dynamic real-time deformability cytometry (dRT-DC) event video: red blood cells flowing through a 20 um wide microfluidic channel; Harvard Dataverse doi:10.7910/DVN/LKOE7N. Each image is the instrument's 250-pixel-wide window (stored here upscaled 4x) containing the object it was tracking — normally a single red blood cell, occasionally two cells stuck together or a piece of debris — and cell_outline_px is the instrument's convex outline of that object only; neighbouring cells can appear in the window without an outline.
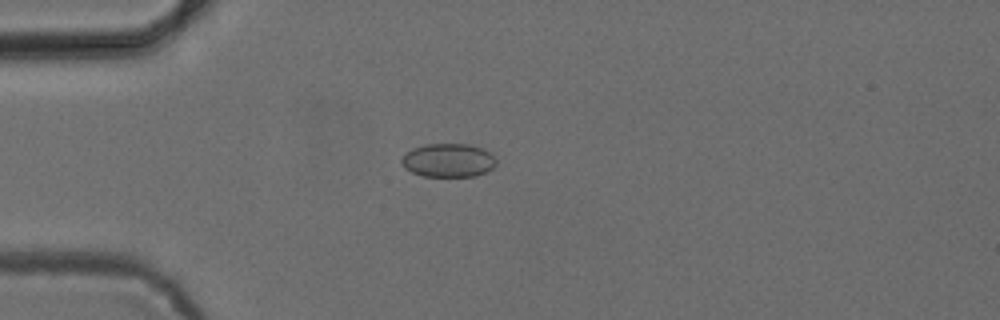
{"species": "common noctule bat (a hibernating species)", "species_latin": "Nyctalus noctula", "temperature_condition": "cold", "stored_images_in_passage": 47, "camera_frame_rate_fps": 3000, "um_per_image_px": 0.085, "animal": {"sex": "female", "body_mass_g": 24.6, "forearm_length_mm": 56.2}, "frame": {"image": 1, "passage_image": 9, "time_ms": 2.667, "image_size_px": [1000, 320], "cell_outline_px": [[496, 164], [492, 168], [476, 176], [424, 176], [412, 172], [404, 168], [400, 160], [412, 148], [424, 144], [468, 144], [480, 148], [488, 152], [496, 160]], "centroid_in_image_um": [38.08, 13.63], "position_along_channel_um": 46.9, "area_um2": 18.32}}
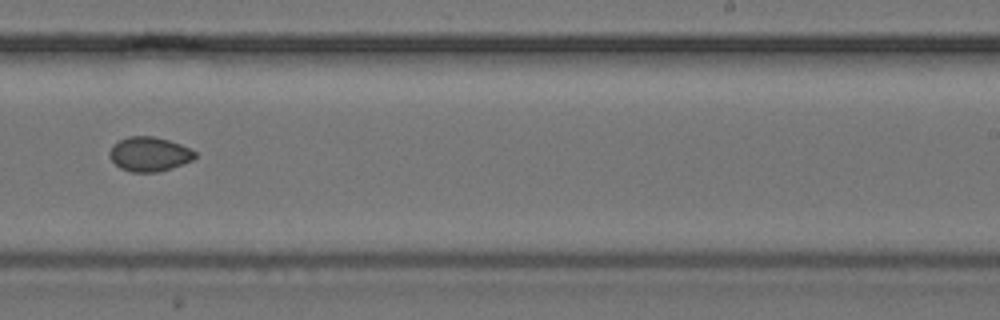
{"frame": {"image": 2, "passage_image": 28, "time_ms": 9.0, "image_size_px": [1000, 320], "cell_outline_px": [[196, 156], [192, 160], [172, 168], [156, 172], [132, 172], [120, 168], [108, 156], [108, 152], [112, 144], [128, 136], [152, 136], [168, 140], [180, 144], [196, 152]], "centroid_in_image_um": [12.66, 13.1], "position_along_channel_um": 276.3, "area_um2": 17.11}}
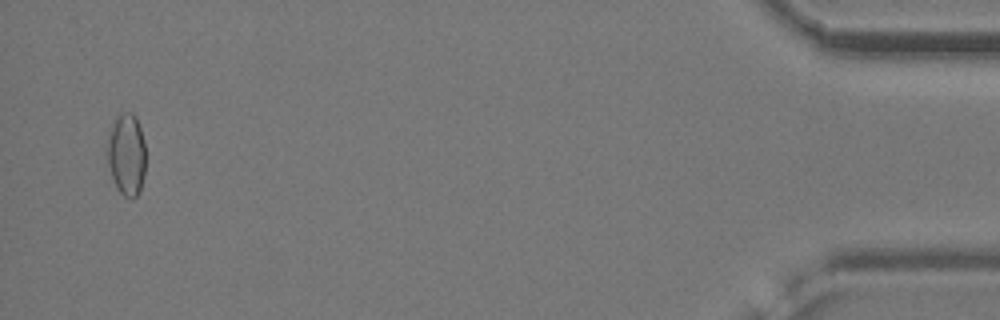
{"frame": {"image": 3, "passage_image": 46, "time_ms": 15.0, "image_size_px": [1000, 320], "cell_outline_px": [[144, 176], [140, 192], [132, 200], [124, 196], [116, 188], [108, 164], [104, 148], [108, 128], [116, 116], [124, 112], [132, 112], [136, 116], [140, 128], [144, 144]], "centroid_in_image_um": [10.7, 13.11], "position_along_channel_um": 424.5, "area_um2": 19.02}}